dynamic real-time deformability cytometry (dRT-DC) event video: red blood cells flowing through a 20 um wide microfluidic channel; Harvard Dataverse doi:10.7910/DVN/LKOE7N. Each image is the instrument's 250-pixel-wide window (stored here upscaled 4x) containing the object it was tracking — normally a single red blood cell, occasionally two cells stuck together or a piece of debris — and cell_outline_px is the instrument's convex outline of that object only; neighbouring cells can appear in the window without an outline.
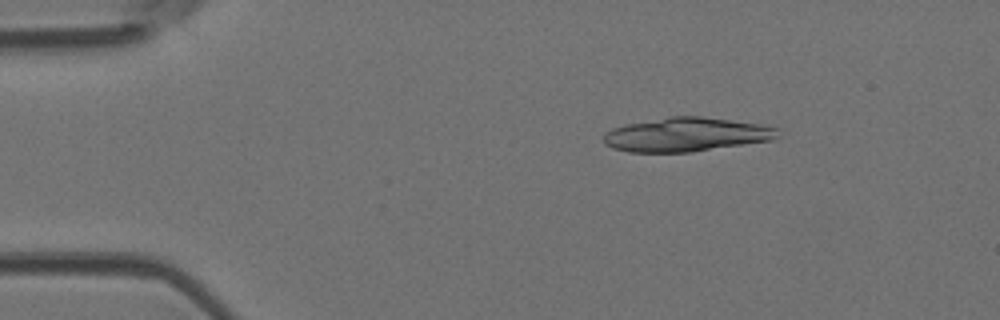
{"species": "Egyptian fruit bat (a non-hibernating species)", "species_latin": "Rousettus aegyptiacus", "temperature_condition": "room temperature", "stored_images_in_passage": 4, "camera_frame_rate_fps": 3000, "um_per_image_px": 0.085, "animal": {"sex": "female"}, "frame": {"image": 1, "passage_image": 2, "time_ms": 0.333, "image_size_px": [1000, 320], "cell_outline_px": [[780, 136], [772, 140], [692, 152], [628, 152], [612, 148], [604, 144], [604, 132], [612, 128], [624, 124], [668, 116], [700, 116], [760, 124], [780, 128]], "centroid_in_image_um": [58.32, 11.43], "position_along_channel_um": 26.7, "area_um2": 34.8}}